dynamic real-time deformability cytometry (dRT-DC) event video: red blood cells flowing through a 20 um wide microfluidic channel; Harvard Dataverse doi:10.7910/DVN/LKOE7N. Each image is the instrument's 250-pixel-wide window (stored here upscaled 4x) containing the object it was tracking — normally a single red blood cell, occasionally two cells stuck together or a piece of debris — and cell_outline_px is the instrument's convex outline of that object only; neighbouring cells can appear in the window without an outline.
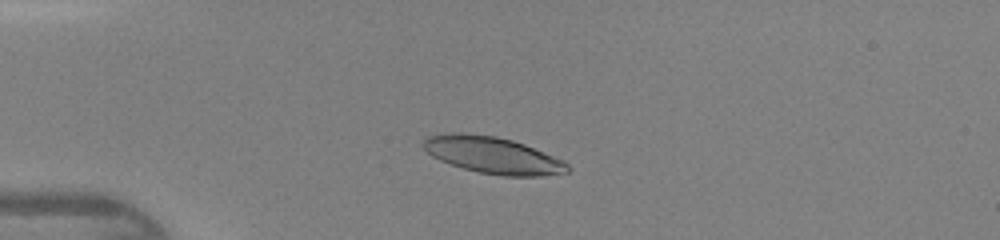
{"species": "human", "species_latin": "Homo sapiens", "temperature_condition": "warm", "stored_images_in_passage": 41, "camera_frame_rate_fps": 3000, "um_per_image_px": 0.085, "donor": {"sex": "female"}, "frame": {"image": 1, "passage_image": 8, "time_ms": 2.333, "image_size_px": [1000, 240], "cell_outline_px": [[572, 168], [568, 172], [540, 176], [500, 176], [480, 172], [464, 168], [440, 160], [432, 156], [420, 144], [428, 136], [448, 132], [460, 132], [496, 136], [512, 140], [524, 144], [564, 160]], "centroid_in_image_um": [41.89, 13.18], "position_along_channel_um": 43.1, "area_um2": 30.92}}
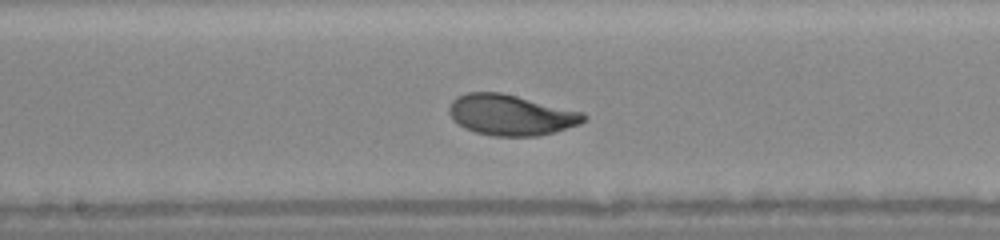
{"frame": {"image": 2, "passage_image": 21, "time_ms": 6.667, "image_size_px": [1000, 240], "cell_outline_px": [[588, 120], [580, 124], [552, 132], [536, 136], [496, 136], [476, 132], [464, 128], [452, 120], [448, 112], [448, 108], [452, 100], [456, 96], [468, 92], [500, 92], [584, 112], [588, 116]], "centroid_in_image_um": [43.41, 9.76], "position_along_channel_um": 204.8, "area_um2": 32.02}}
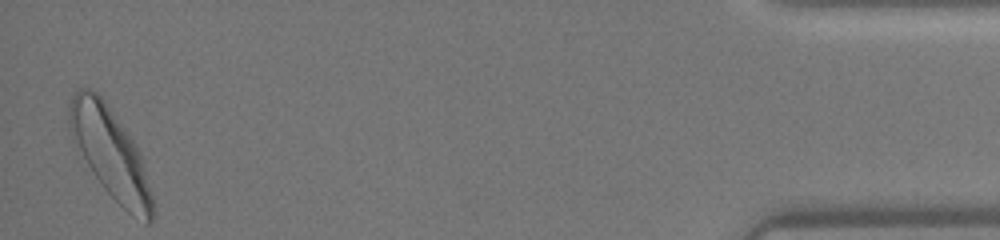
{"frame": {"image": 3, "passage_image": 41, "time_ms": 13.333, "image_size_px": [1000, 240], "cell_outline_px": [[152, 224], [144, 224], [128, 212], [104, 188], [88, 164], [76, 140], [68, 120], [68, 108], [72, 96], [80, 88], [88, 88], [96, 92], [104, 100], [136, 144], [140, 152], [152, 196]], "centroid_in_image_um": [9.42, 13.02], "position_along_channel_um": 425.8, "area_um2": 42.19}}